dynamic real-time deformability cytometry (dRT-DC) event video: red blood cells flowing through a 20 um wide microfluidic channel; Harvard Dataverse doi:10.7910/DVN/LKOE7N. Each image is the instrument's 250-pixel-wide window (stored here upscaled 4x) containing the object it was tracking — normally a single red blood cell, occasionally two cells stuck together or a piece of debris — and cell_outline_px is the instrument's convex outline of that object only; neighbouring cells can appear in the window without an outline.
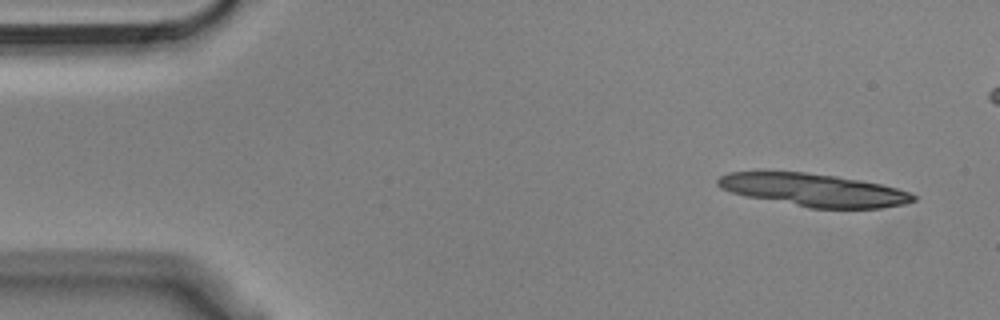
{"species": "Egyptian fruit bat (a non-hibernating species)", "species_latin": "Rousettus aegyptiacus", "temperature_condition": "cold", "stored_images_in_passage": 14, "camera_frame_rate_fps": 3000, "um_per_image_px": 0.085, "animal": {"sex": "male"}, "frame": {"image": 1, "passage_image": 3, "time_ms": 0.667, "image_size_px": [1000, 320], "cell_outline_px": [[916, 200], [904, 204], [880, 208], [808, 208], [748, 196], [732, 192], [720, 188], [716, 184], [716, 180], [720, 176], [728, 172], [804, 172], [836, 176], [860, 180], [880, 184], [896, 188], [908, 192], [916, 196]], "centroid_in_image_um": [69.15, 16.15], "position_along_channel_um": 15.8, "area_um2": 37.05}}